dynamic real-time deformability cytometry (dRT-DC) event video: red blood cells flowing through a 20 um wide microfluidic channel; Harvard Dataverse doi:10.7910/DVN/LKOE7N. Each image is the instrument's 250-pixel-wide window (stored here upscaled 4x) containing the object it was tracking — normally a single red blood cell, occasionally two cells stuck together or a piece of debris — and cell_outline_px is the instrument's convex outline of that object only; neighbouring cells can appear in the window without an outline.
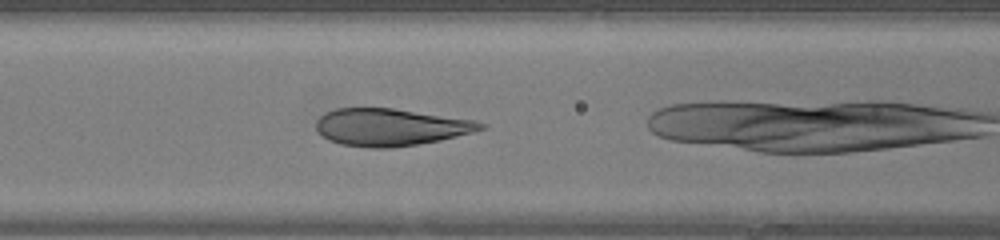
{"species": "human", "species_latin": "Homo sapiens", "temperature_condition": "warm", "stored_images_in_passage": 39, "camera_frame_rate_fps": 3000, "um_per_image_px": 0.085, "donor": {"sex": "female"}, "frame": {"image": 1, "passage_image": 13, "time_ms": 4.0, "image_size_px": [1000, 240], "cell_outline_px": [[488, 128], [440, 140], [416, 144], [388, 148], [368, 148], [340, 144], [328, 140], [316, 128], [316, 120], [324, 112], [336, 108], [392, 108], [476, 120], [488, 124]], "centroid_in_image_um": [33.2, 10.8], "position_along_channel_um": 133.4, "area_um2": 35.78}}
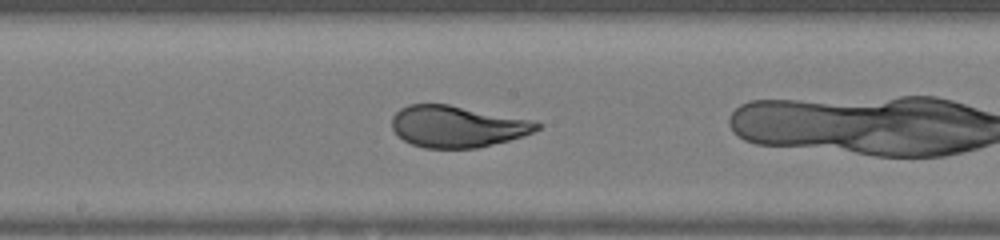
{"frame": {"image": 2, "passage_image": 18, "time_ms": 5.667, "image_size_px": [1000, 240], "cell_outline_px": [[544, 124], [540, 128], [524, 136], [476, 148], [424, 148], [412, 144], [404, 140], [392, 128], [392, 116], [400, 108], [408, 104], [448, 104], [528, 120]], "centroid_in_image_um": [38.83, 10.75], "position_along_channel_um": 209.4, "area_um2": 34.74}}
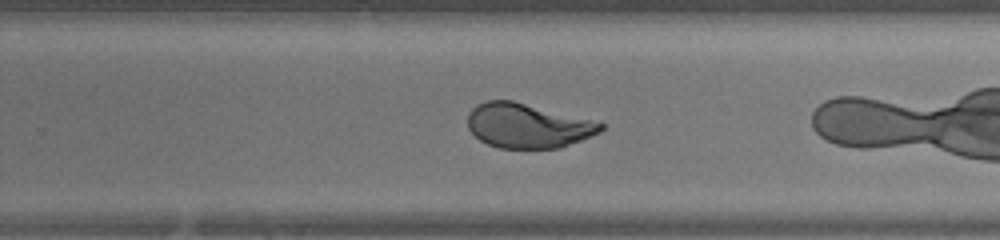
{"frame": {"image": 3, "passage_image": 23, "time_ms": 7.333, "image_size_px": [1000, 240], "cell_outline_px": [[604, 128], [600, 132], [592, 136], [560, 148], [500, 148], [488, 144], [480, 140], [468, 128], [468, 112], [476, 104], [488, 100], [512, 100], [604, 124]], "centroid_in_image_um": [44.81, 10.69], "position_along_channel_um": 285.0, "area_um2": 34.1}}